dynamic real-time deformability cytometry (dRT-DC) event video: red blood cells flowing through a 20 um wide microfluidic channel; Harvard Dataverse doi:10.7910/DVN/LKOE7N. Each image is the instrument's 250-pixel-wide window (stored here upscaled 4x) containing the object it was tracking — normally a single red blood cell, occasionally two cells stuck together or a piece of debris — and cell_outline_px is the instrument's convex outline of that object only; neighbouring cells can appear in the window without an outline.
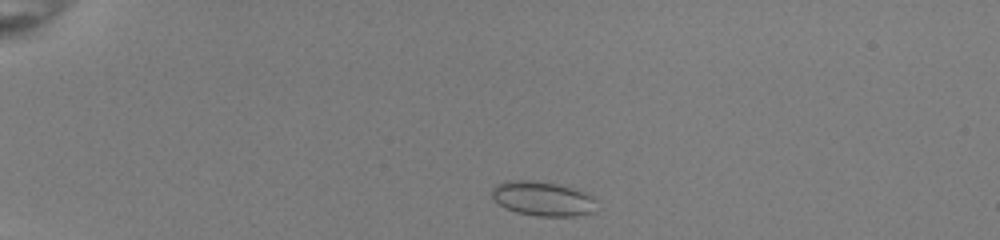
{"species": "common noctule bat (a hibernating species)", "species_latin": "Nyctalus noctula", "temperature_condition": "room temperature", "stored_images_in_passage": 42, "camera_frame_rate_fps": 3000, "um_per_image_px": 0.085, "animal": {"sex": "female", "body_mass_g": 22.0, "forearm_length_mm": 56.7}, "frame": {"image": 1, "passage_image": 3, "time_ms": 0.667, "image_size_px": [1000, 240], "cell_outline_px": [[596, 212], [572, 216], [536, 216], [516, 212], [504, 208], [492, 196], [492, 188], [496, 184], [512, 180], [532, 180], [556, 184], [572, 188], [592, 196], [596, 200]], "centroid_in_image_um": [46.14, 16.9], "position_along_channel_um": 38.9, "area_um2": 20.98}}
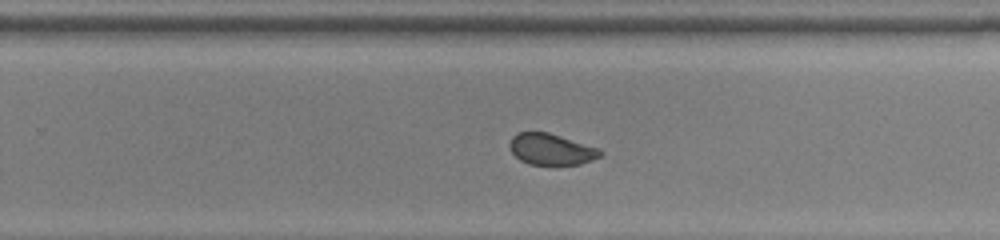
{"frame": {"image": 2, "passage_image": 26, "time_ms": 8.333, "image_size_px": [1000, 240], "cell_outline_px": [[604, 152], [600, 156], [592, 160], [580, 164], [528, 164], [520, 160], [512, 152], [508, 144], [512, 136], [516, 132], [548, 132], [596, 148]], "centroid_in_image_um": [46.8, 12.68], "position_along_channel_um": 283.0, "area_um2": 16.24}}
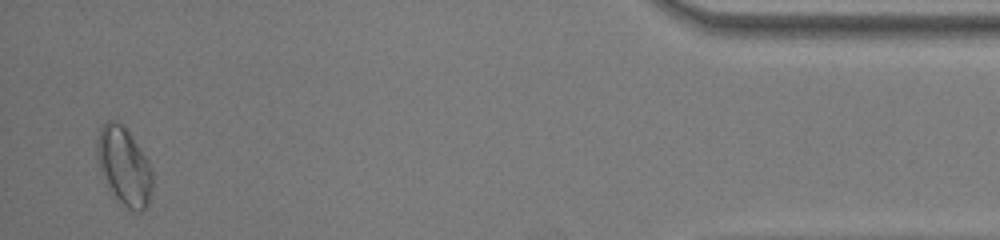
{"frame": {"image": 3, "passage_image": 41, "time_ms": 13.333, "image_size_px": [1000, 240], "cell_outline_px": [[152, 188], [148, 204], [140, 212], [136, 212], [116, 204], [100, 168], [96, 156], [96, 144], [100, 128], [108, 120], [112, 120], [128, 128], [152, 168]], "centroid_in_image_um": [10.54, 14.16], "position_along_channel_um": 424.7, "area_um2": 25.49}, "authors_computed_cell_mechanics": {"area_um2": 18.2937, "velocity_mm_per_s": 4.0089, "shape_relaxation_time_tau1_ms": 4.2888, "shape_relaxation_time_tau2_ms": 0.7509, "deformation_change_tau1": 0.0588, "deformation_change_tau2": 0.0393}}